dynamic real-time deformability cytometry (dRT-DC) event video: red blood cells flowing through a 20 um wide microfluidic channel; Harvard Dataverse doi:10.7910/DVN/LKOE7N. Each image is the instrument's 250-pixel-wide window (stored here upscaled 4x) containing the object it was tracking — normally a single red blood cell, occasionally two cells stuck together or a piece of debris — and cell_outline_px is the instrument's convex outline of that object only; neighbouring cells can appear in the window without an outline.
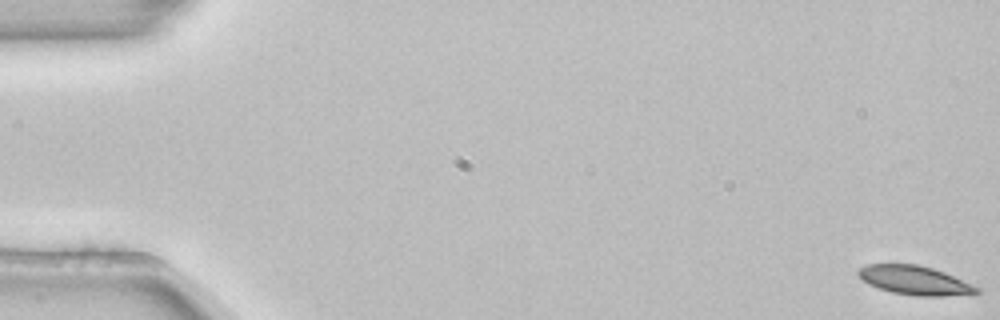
{"species": "common noctule bat (a hibernating species)", "species_latin": "Nyctalus noctula", "temperature_condition": "room temperature", "stored_images_in_passage": 54, "camera_frame_rate_fps": 3000, "um_per_image_px": 0.085, "animal": {"sex": "female", "body_mass_g": 22.7, "forearm_length_mm": 54.2}, "frame": {"image": 1, "passage_image": 1, "time_ms": 0.0, "image_size_px": [1000, 320], "cell_outline_px": [[980, 292], [976, 296], [916, 296], [892, 292], [868, 284], [856, 272], [860, 268], [868, 264], [916, 264], [932, 268], [944, 272], [980, 288]], "centroid_in_image_um": [77.84, 23.85], "position_along_channel_um": 7.2, "area_um2": 20.11}}
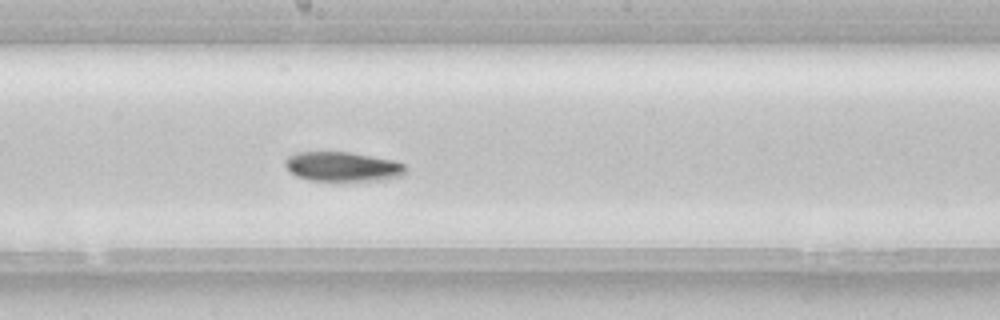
{"frame": {"image": 2, "passage_image": 30, "time_ms": 9.667, "image_size_px": [1000, 320], "cell_outline_px": [[408, 172], [404, 176], [376, 180], [308, 180], [296, 176], [284, 164], [284, 160], [288, 156], [296, 152], [348, 152], [396, 160], [404, 164], [408, 168]], "centroid_in_image_um": [29.17, 14.15], "position_along_channel_um": 219.0, "area_um2": 20.81}}
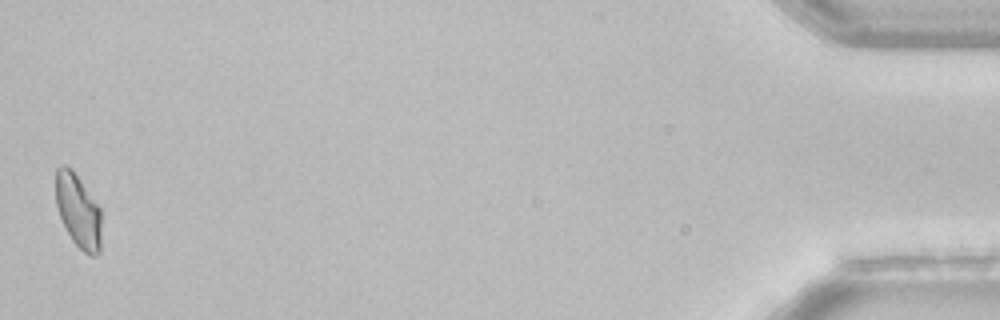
{"frame": {"image": 3, "passage_image": 54, "time_ms": 17.667, "image_size_px": [1000, 320], "cell_outline_px": [[100, 252], [96, 256], [88, 256], [72, 240], [60, 216], [56, 204], [56, 168], [64, 164], [72, 168], [100, 208]], "centroid_in_image_um": [6.64, 17.92], "position_along_channel_um": 428.6, "area_um2": 19.42}}